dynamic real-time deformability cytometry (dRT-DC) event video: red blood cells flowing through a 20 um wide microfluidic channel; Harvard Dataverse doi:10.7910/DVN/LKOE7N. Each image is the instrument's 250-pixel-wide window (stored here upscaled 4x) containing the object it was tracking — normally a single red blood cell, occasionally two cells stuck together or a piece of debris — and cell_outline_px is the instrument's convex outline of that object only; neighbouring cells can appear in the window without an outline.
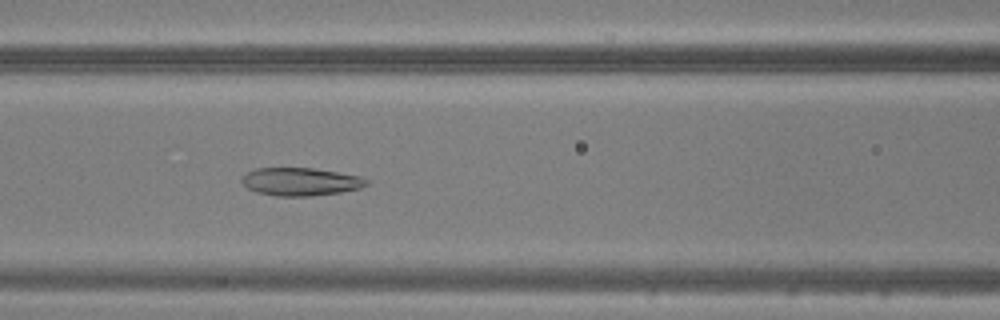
{"species": "common noctule bat (a hibernating species)", "species_latin": "Nyctalus noctula", "temperature_condition": "warm", "stored_images_in_passage": 45, "camera_frame_rate_fps": 3000, "um_per_image_px": 0.085, "animal": {"sex": "male", "body_mass_g": 20.5, "forearm_length_mm": 52.5}, "frame": {"image": 1, "passage_image": 20, "time_ms": 6.333, "image_size_px": [1000, 320], "cell_outline_px": [[368, 184], [360, 188], [340, 192], [312, 196], [276, 196], [256, 192], [248, 188], [240, 180], [248, 172], [256, 168], [312, 168], [360, 176], [368, 180]], "centroid_in_image_um": [25.54, 15.45], "position_along_channel_um": 141.1, "area_um2": 20.17}}
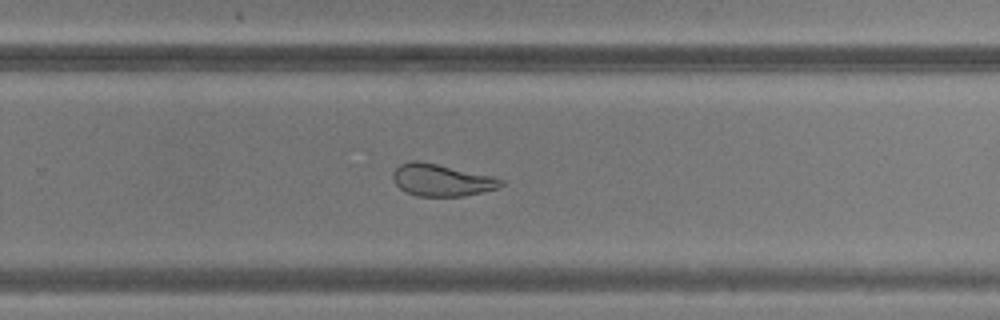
{"frame": {"image": 2, "passage_image": 31, "time_ms": 10.0, "image_size_px": [1000, 320], "cell_outline_px": [[504, 184], [496, 188], [464, 196], [416, 196], [400, 188], [392, 180], [392, 172], [400, 164], [412, 160], [416, 160], [496, 176], [504, 180]], "centroid_in_image_um": [37.53, 15.3], "position_along_channel_um": 292.3, "area_um2": 20.17}}
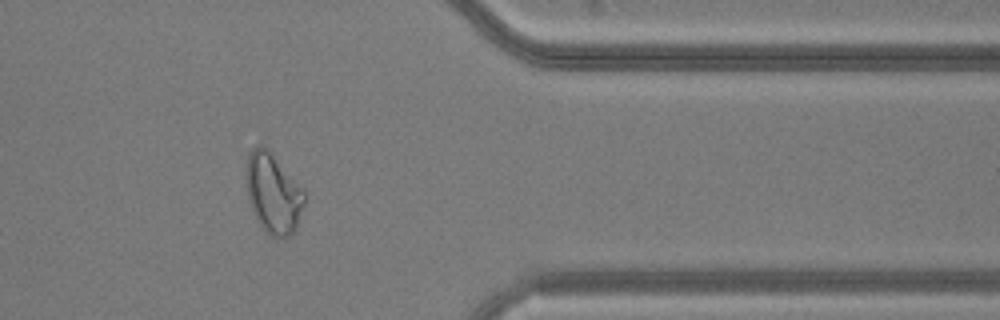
{"frame": {"image": 3, "passage_image": 39, "time_ms": 12.667, "image_size_px": [1000, 320], "cell_outline_px": [[304, 204], [296, 228], [288, 236], [272, 236], [260, 224], [252, 208], [248, 196], [248, 152], [256, 144], [260, 144], [268, 148], [304, 188]], "centroid_in_image_um": [23.26, 16.37], "position_along_channel_um": 388.1, "area_um2": 26.59}}